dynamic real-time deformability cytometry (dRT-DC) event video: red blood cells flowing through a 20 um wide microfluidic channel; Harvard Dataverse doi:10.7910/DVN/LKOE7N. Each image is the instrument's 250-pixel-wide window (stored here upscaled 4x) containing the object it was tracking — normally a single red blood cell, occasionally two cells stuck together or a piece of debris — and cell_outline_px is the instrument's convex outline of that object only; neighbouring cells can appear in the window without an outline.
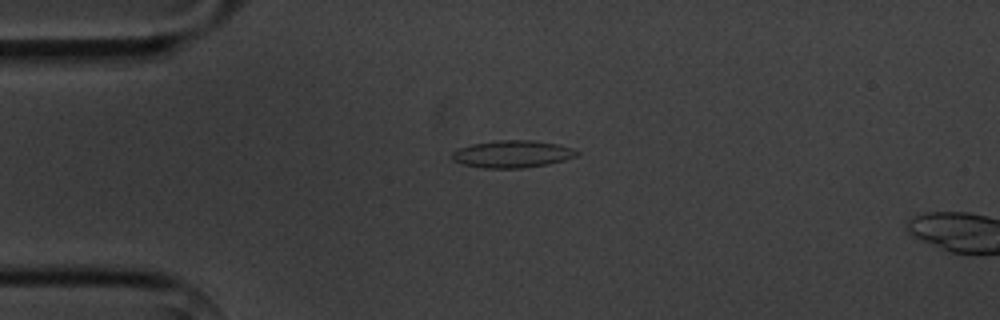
{"species": "common noctule bat (a hibernating species)", "species_latin": "Nyctalus noctula", "temperature_condition": "cold", "stored_images_in_passage": 3, "camera_frame_rate_fps": 3000, "um_per_image_px": 0.085, "animal": {"sex": "male", "body_mass_g": 20.1, "forearm_length_mm": 53.5}, "frame": {"image": 1, "passage_image": 3, "time_ms": 3.333, "image_size_px": [1000, 320], "cell_outline_px": [[580, 152], [576, 156], [564, 160], [548, 164], [520, 168], [484, 168], [464, 164], [452, 160], [452, 152], [456, 148], [472, 144], [496, 140], [532, 140], [556, 144], [572, 148]], "centroid_in_image_um": [43.52, 13.09], "position_along_channel_um": 41.5, "area_um2": 19.77}}